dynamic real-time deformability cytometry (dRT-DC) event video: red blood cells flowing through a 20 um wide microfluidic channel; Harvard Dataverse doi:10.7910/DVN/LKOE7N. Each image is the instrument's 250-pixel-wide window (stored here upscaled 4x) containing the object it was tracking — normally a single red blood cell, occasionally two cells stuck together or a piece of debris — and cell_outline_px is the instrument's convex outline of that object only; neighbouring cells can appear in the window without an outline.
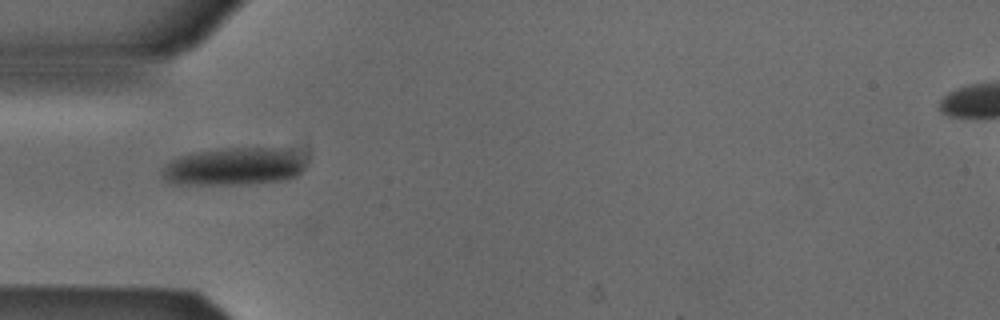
{"species": "Egyptian fruit bat (a non-hibernating species)", "species_latin": "Rousettus aegyptiacus", "temperature_condition": "cold", "stored_images_in_passage": 2, "camera_frame_rate_fps": 3000, "um_per_image_px": 0.085, "animal": {"sex": "male"}, "frame": {"image": 1, "passage_image": 1, "time_ms": 0.0, "image_size_px": [1000, 320], "cell_outline_px": [[304, 168], [296, 176], [288, 180], [248, 184], [168, 184], [160, 172], [172, 160], [180, 156], [192, 152], [220, 148], [280, 148], [304, 156]], "centroid_in_image_um": [19.88, 14.16], "position_along_channel_um": 65.1, "area_um2": 31.73}}
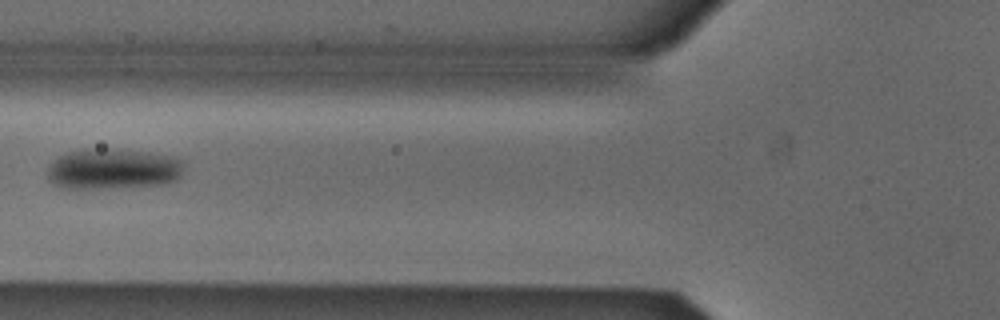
{"frame": {"image": 2, "passage_image": 2, "time_ms": 0.333, "image_size_px": [1000, 320], "cell_outline_px": [[184, 164], [180, 176], [176, 180], [168, 184], [108, 188], [60, 188], [52, 184], [48, 180], [48, 168], [52, 160], [68, 152], [108, 148], [148, 152], [172, 156], [180, 160]], "centroid_in_image_um": [9.61, 14.37], "position_along_channel_um": 116.2, "area_um2": 32.43}}